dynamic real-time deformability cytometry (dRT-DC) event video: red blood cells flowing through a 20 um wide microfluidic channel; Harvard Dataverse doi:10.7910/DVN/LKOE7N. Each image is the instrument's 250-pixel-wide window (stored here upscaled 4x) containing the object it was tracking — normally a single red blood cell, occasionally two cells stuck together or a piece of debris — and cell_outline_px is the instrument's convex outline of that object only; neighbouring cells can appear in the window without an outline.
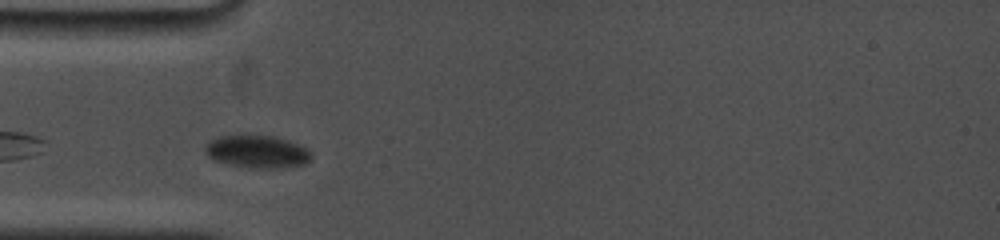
{"species": "common noctule bat (a hibernating species)", "species_latin": "Nyctalus noctula", "temperature_condition": "cold", "stored_images_in_passage": 7, "camera_frame_rate_fps": 5000, "um_per_image_px": 0.085, "animal": {"sex": "female", "body_mass_g": 19.0, "forearm_length_mm": 53.3}, "frame": {"image": 1, "passage_image": 3, "time_ms": 0.6, "image_size_px": [1000, 240], "cell_outline_px": [[312, 160], [304, 164], [272, 168], [256, 168], [228, 164], [212, 160], [204, 152], [204, 144], [220, 136], [272, 136], [288, 140], [300, 144], [308, 148], [312, 152]], "centroid_in_image_um": [21.87, 12.89], "position_along_channel_um": 63.1, "area_um2": 20.17}}
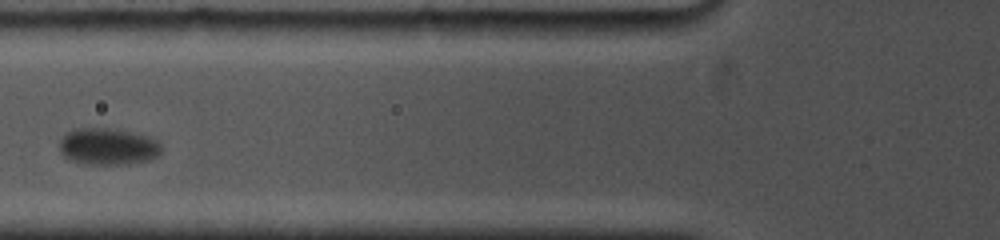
{"frame": {"image": 2, "passage_image": 6, "time_ms": 2.2, "image_size_px": [1000, 240], "cell_outline_px": [[164, 148], [156, 156], [148, 160], [128, 164], [88, 164], [72, 160], [64, 156], [60, 152], [60, 140], [72, 128], [116, 128], [148, 136], [156, 140]], "centroid_in_image_um": [9.19, 12.44], "position_along_channel_um": 116.6, "area_um2": 21.91}}